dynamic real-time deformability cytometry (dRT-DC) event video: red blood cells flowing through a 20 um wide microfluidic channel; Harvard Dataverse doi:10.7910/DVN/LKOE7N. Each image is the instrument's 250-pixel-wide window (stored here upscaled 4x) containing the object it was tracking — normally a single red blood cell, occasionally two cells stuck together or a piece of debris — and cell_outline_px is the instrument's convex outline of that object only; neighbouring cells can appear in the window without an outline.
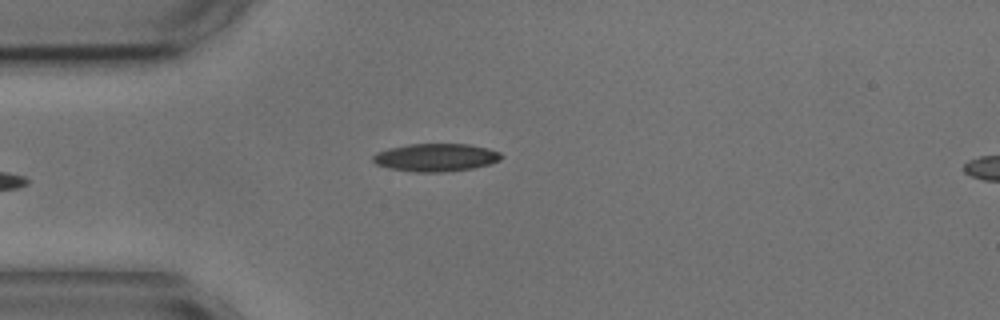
{"species": "common noctule bat (a hibernating species)", "species_latin": "Nyctalus noctula", "temperature_condition": "cold", "stored_images_in_passage": 25, "camera_frame_rate_fps": 3000, "um_per_image_px": 0.085, "animal": {"sex": "male", "body_mass_g": 17.9, "forearm_length_mm": 54.2}, "frame": {"image": 1, "passage_image": 1, "time_ms": 0.0, "image_size_px": [1000, 320], "cell_outline_px": [[504, 156], [500, 160], [488, 164], [472, 168], [444, 172], [416, 172], [388, 168], [376, 164], [372, 160], [372, 156], [376, 152], [388, 148], [408, 144], [468, 144], [488, 148], [500, 152]], "centroid_in_image_um": [37.03, 13.38], "position_along_channel_um": 48.0, "area_um2": 20.92}}